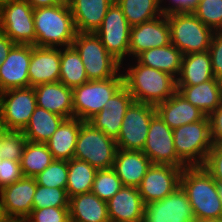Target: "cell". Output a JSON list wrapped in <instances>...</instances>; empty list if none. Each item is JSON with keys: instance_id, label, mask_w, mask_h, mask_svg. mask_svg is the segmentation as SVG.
I'll return each mask as SVG.
<instances>
[{"instance_id": "cell-1", "label": "cell", "mask_w": 222, "mask_h": 222, "mask_svg": "<svg viewBox=\"0 0 222 222\" xmlns=\"http://www.w3.org/2000/svg\"><path fill=\"white\" fill-rule=\"evenodd\" d=\"M128 61L122 64L121 71L124 86L135 102L156 106L169 99L177 91L176 78L169 73L144 66L136 59Z\"/></svg>"}, {"instance_id": "cell-2", "label": "cell", "mask_w": 222, "mask_h": 222, "mask_svg": "<svg viewBox=\"0 0 222 222\" xmlns=\"http://www.w3.org/2000/svg\"><path fill=\"white\" fill-rule=\"evenodd\" d=\"M180 186L189 199L195 219H222L218 183L203 166L184 168Z\"/></svg>"}, {"instance_id": "cell-3", "label": "cell", "mask_w": 222, "mask_h": 222, "mask_svg": "<svg viewBox=\"0 0 222 222\" xmlns=\"http://www.w3.org/2000/svg\"><path fill=\"white\" fill-rule=\"evenodd\" d=\"M37 47L63 48L72 46L77 34L68 2L34 9Z\"/></svg>"}, {"instance_id": "cell-4", "label": "cell", "mask_w": 222, "mask_h": 222, "mask_svg": "<svg viewBox=\"0 0 222 222\" xmlns=\"http://www.w3.org/2000/svg\"><path fill=\"white\" fill-rule=\"evenodd\" d=\"M72 46L80 55L88 80H106L121 72L122 64L108 53L94 32H77Z\"/></svg>"}, {"instance_id": "cell-5", "label": "cell", "mask_w": 222, "mask_h": 222, "mask_svg": "<svg viewBox=\"0 0 222 222\" xmlns=\"http://www.w3.org/2000/svg\"><path fill=\"white\" fill-rule=\"evenodd\" d=\"M170 40L183 55L209 50L214 31L204 25L192 12L166 15Z\"/></svg>"}, {"instance_id": "cell-6", "label": "cell", "mask_w": 222, "mask_h": 222, "mask_svg": "<svg viewBox=\"0 0 222 222\" xmlns=\"http://www.w3.org/2000/svg\"><path fill=\"white\" fill-rule=\"evenodd\" d=\"M177 156L188 166H203L213 146L210 124L206 115L202 120L173 130Z\"/></svg>"}, {"instance_id": "cell-7", "label": "cell", "mask_w": 222, "mask_h": 222, "mask_svg": "<svg viewBox=\"0 0 222 222\" xmlns=\"http://www.w3.org/2000/svg\"><path fill=\"white\" fill-rule=\"evenodd\" d=\"M116 151V140L82 121L73 158L86 161L97 170L112 169Z\"/></svg>"}, {"instance_id": "cell-8", "label": "cell", "mask_w": 222, "mask_h": 222, "mask_svg": "<svg viewBox=\"0 0 222 222\" xmlns=\"http://www.w3.org/2000/svg\"><path fill=\"white\" fill-rule=\"evenodd\" d=\"M124 85L122 71L106 80H89L73 88L74 118L88 121L104 108V104Z\"/></svg>"}, {"instance_id": "cell-9", "label": "cell", "mask_w": 222, "mask_h": 222, "mask_svg": "<svg viewBox=\"0 0 222 222\" xmlns=\"http://www.w3.org/2000/svg\"><path fill=\"white\" fill-rule=\"evenodd\" d=\"M0 31L15 44L35 46L33 7L23 0H8L1 3Z\"/></svg>"}, {"instance_id": "cell-10", "label": "cell", "mask_w": 222, "mask_h": 222, "mask_svg": "<svg viewBox=\"0 0 222 222\" xmlns=\"http://www.w3.org/2000/svg\"><path fill=\"white\" fill-rule=\"evenodd\" d=\"M94 33L117 61L121 64L128 62L131 26L116 2L108 9L101 26Z\"/></svg>"}, {"instance_id": "cell-11", "label": "cell", "mask_w": 222, "mask_h": 222, "mask_svg": "<svg viewBox=\"0 0 222 222\" xmlns=\"http://www.w3.org/2000/svg\"><path fill=\"white\" fill-rule=\"evenodd\" d=\"M156 114L154 105L134 101L124 116L116 139L117 149L142 151L151 119Z\"/></svg>"}, {"instance_id": "cell-12", "label": "cell", "mask_w": 222, "mask_h": 222, "mask_svg": "<svg viewBox=\"0 0 222 222\" xmlns=\"http://www.w3.org/2000/svg\"><path fill=\"white\" fill-rule=\"evenodd\" d=\"M142 152L152 164L188 167L178 156L174 147L173 130L156 114L150 122L147 139Z\"/></svg>"}, {"instance_id": "cell-13", "label": "cell", "mask_w": 222, "mask_h": 222, "mask_svg": "<svg viewBox=\"0 0 222 222\" xmlns=\"http://www.w3.org/2000/svg\"><path fill=\"white\" fill-rule=\"evenodd\" d=\"M36 106L33 87L9 89L0 93V112L8 129L23 130Z\"/></svg>"}, {"instance_id": "cell-14", "label": "cell", "mask_w": 222, "mask_h": 222, "mask_svg": "<svg viewBox=\"0 0 222 222\" xmlns=\"http://www.w3.org/2000/svg\"><path fill=\"white\" fill-rule=\"evenodd\" d=\"M184 168L152 164L137 187L144 204L164 199L180 186Z\"/></svg>"}, {"instance_id": "cell-15", "label": "cell", "mask_w": 222, "mask_h": 222, "mask_svg": "<svg viewBox=\"0 0 222 222\" xmlns=\"http://www.w3.org/2000/svg\"><path fill=\"white\" fill-rule=\"evenodd\" d=\"M189 199L179 186L164 199L146 203L143 222H194Z\"/></svg>"}, {"instance_id": "cell-16", "label": "cell", "mask_w": 222, "mask_h": 222, "mask_svg": "<svg viewBox=\"0 0 222 222\" xmlns=\"http://www.w3.org/2000/svg\"><path fill=\"white\" fill-rule=\"evenodd\" d=\"M171 43L169 22L166 15L131 27L129 60L142 52L159 48Z\"/></svg>"}, {"instance_id": "cell-17", "label": "cell", "mask_w": 222, "mask_h": 222, "mask_svg": "<svg viewBox=\"0 0 222 222\" xmlns=\"http://www.w3.org/2000/svg\"><path fill=\"white\" fill-rule=\"evenodd\" d=\"M32 45L15 44L0 65V93L9 89L28 88V68Z\"/></svg>"}, {"instance_id": "cell-18", "label": "cell", "mask_w": 222, "mask_h": 222, "mask_svg": "<svg viewBox=\"0 0 222 222\" xmlns=\"http://www.w3.org/2000/svg\"><path fill=\"white\" fill-rule=\"evenodd\" d=\"M37 183L34 177L23 176L20 180L3 187L0 198L7 218L26 219L33 209Z\"/></svg>"}, {"instance_id": "cell-19", "label": "cell", "mask_w": 222, "mask_h": 222, "mask_svg": "<svg viewBox=\"0 0 222 222\" xmlns=\"http://www.w3.org/2000/svg\"><path fill=\"white\" fill-rule=\"evenodd\" d=\"M134 102L123 85L105 104L104 108L87 122L107 136L117 139L127 109Z\"/></svg>"}, {"instance_id": "cell-20", "label": "cell", "mask_w": 222, "mask_h": 222, "mask_svg": "<svg viewBox=\"0 0 222 222\" xmlns=\"http://www.w3.org/2000/svg\"><path fill=\"white\" fill-rule=\"evenodd\" d=\"M61 48L32 45L28 68L29 87L43 83L58 82L60 78Z\"/></svg>"}, {"instance_id": "cell-21", "label": "cell", "mask_w": 222, "mask_h": 222, "mask_svg": "<svg viewBox=\"0 0 222 222\" xmlns=\"http://www.w3.org/2000/svg\"><path fill=\"white\" fill-rule=\"evenodd\" d=\"M110 222H143L145 204L137 187L123 186L107 201Z\"/></svg>"}, {"instance_id": "cell-22", "label": "cell", "mask_w": 222, "mask_h": 222, "mask_svg": "<svg viewBox=\"0 0 222 222\" xmlns=\"http://www.w3.org/2000/svg\"><path fill=\"white\" fill-rule=\"evenodd\" d=\"M37 106L65 119L74 118L73 90L60 81L33 87Z\"/></svg>"}, {"instance_id": "cell-23", "label": "cell", "mask_w": 222, "mask_h": 222, "mask_svg": "<svg viewBox=\"0 0 222 222\" xmlns=\"http://www.w3.org/2000/svg\"><path fill=\"white\" fill-rule=\"evenodd\" d=\"M151 165L142 151L117 149L112 169L123 186L138 187Z\"/></svg>"}, {"instance_id": "cell-24", "label": "cell", "mask_w": 222, "mask_h": 222, "mask_svg": "<svg viewBox=\"0 0 222 222\" xmlns=\"http://www.w3.org/2000/svg\"><path fill=\"white\" fill-rule=\"evenodd\" d=\"M155 108L156 113L172 130L202 120L206 116L177 91L166 101L157 104Z\"/></svg>"}, {"instance_id": "cell-25", "label": "cell", "mask_w": 222, "mask_h": 222, "mask_svg": "<svg viewBox=\"0 0 222 222\" xmlns=\"http://www.w3.org/2000/svg\"><path fill=\"white\" fill-rule=\"evenodd\" d=\"M115 0H69L77 32H95Z\"/></svg>"}, {"instance_id": "cell-26", "label": "cell", "mask_w": 222, "mask_h": 222, "mask_svg": "<svg viewBox=\"0 0 222 222\" xmlns=\"http://www.w3.org/2000/svg\"><path fill=\"white\" fill-rule=\"evenodd\" d=\"M177 92L207 116L222 104V81L217 78L194 86H177Z\"/></svg>"}, {"instance_id": "cell-27", "label": "cell", "mask_w": 222, "mask_h": 222, "mask_svg": "<svg viewBox=\"0 0 222 222\" xmlns=\"http://www.w3.org/2000/svg\"><path fill=\"white\" fill-rule=\"evenodd\" d=\"M71 222H110L107 202L92 192L69 198Z\"/></svg>"}, {"instance_id": "cell-28", "label": "cell", "mask_w": 222, "mask_h": 222, "mask_svg": "<svg viewBox=\"0 0 222 222\" xmlns=\"http://www.w3.org/2000/svg\"><path fill=\"white\" fill-rule=\"evenodd\" d=\"M213 78L209 51L183 55L177 86H194Z\"/></svg>"}, {"instance_id": "cell-29", "label": "cell", "mask_w": 222, "mask_h": 222, "mask_svg": "<svg viewBox=\"0 0 222 222\" xmlns=\"http://www.w3.org/2000/svg\"><path fill=\"white\" fill-rule=\"evenodd\" d=\"M82 120L65 119L46 142L55 160H71L74 156L77 137Z\"/></svg>"}, {"instance_id": "cell-30", "label": "cell", "mask_w": 222, "mask_h": 222, "mask_svg": "<svg viewBox=\"0 0 222 222\" xmlns=\"http://www.w3.org/2000/svg\"><path fill=\"white\" fill-rule=\"evenodd\" d=\"M183 54L173 44L151 48L139 54L135 59L142 65L169 73L177 78Z\"/></svg>"}, {"instance_id": "cell-31", "label": "cell", "mask_w": 222, "mask_h": 222, "mask_svg": "<svg viewBox=\"0 0 222 222\" xmlns=\"http://www.w3.org/2000/svg\"><path fill=\"white\" fill-rule=\"evenodd\" d=\"M64 120V117L36 106L22 131L27 141L46 143Z\"/></svg>"}, {"instance_id": "cell-32", "label": "cell", "mask_w": 222, "mask_h": 222, "mask_svg": "<svg viewBox=\"0 0 222 222\" xmlns=\"http://www.w3.org/2000/svg\"><path fill=\"white\" fill-rule=\"evenodd\" d=\"M97 169L86 161L72 158L68 160L66 191L69 198L92 191Z\"/></svg>"}, {"instance_id": "cell-33", "label": "cell", "mask_w": 222, "mask_h": 222, "mask_svg": "<svg viewBox=\"0 0 222 222\" xmlns=\"http://www.w3.org/2000/svg\"><path fill=\"white\" fill-rule=\"evenodd\" d=\"M59 81L69 88L88 82L84 64L73 46L61 48Z\"/></svg>"}, {"instance_id": "cell-34", "label": "cell", "mask_w": 222, "mask_h": 222, "mask_svg": "<svg viewBox=\"0 0 222 222\" xmlns=\"http://www.w3.org/2000/svg\"><path fill=\"white\" fill-rule=\"evenodd\" d=\"M131 27L161 16L160 0H115Z\"/></svg>"}, {"instance_id": "cell-35", "label": "cell", "mask_w": 222, "mask_h": 222, "mask_svg": "<svg viewBox=\"0 0 222 222\" xmlns=\"http://www.w3.org/2000/svg\"><path fill=\"white\" fill-rule=\"evenodd\" d=\"M54 160L46 143L27 141L20 161L22 173L24 176L35 177Z\"/></svg>"}, {"instance_id": "cell-36", "label": "cell", "mask_w": 222, "mask_h": 222, "mask_svg": "<svg viewBox=\"0 0 222 222\" xmlns=\"http://www.w3.org/2000/svg\"><path fill=\"white\" fill-rule=\"evenodd\" d=\"M123 184L113 169L97 170L92 193L103 201H109L121 188Z\"/></svg>"}, {"instance_id": "cell-37", "label": "cell", "mask_w": 222, "mask_h": 222, "mask_svg": "<svg viewBox=\"0 0 222 222\" xmlns=\"http://www.w3.org/2000/svg\"><path fill=\"white\" fill-rule=\"evenodd\" d=\"M68 177V161L54 160L40 174L35 176L36 183L40 186L53 188H66Z\"/></svg>"}, {"instance_id": "cell-38", "label": "cell", "mask_w": 222, "mask_h": 222, "mask_svg": "<svg viewBox=\"0 0 222 222\" xmlns=\"http://www.w3.org/2000/svg\"><path fill=\"white\" fill-rule=\"evenodd\" d=\"M192 13L214 32L222 31V0H199Z\"/></svg>"}, {"instance_id": "cell-39", "label": "cell", "mask_w": 222, "mask_h": 222, "mask_svg": "<svg viewBox=\"0 0 222 222\" xmlns=\"http://www.w3.org/2000/svg\"><path fill=\"white\" fill-rule=\"evenodd\" d=\"M46 207H69V197L66 189L48 188L37 184L33 199V209Z\"/></svg>"}, {"instance_id": "cell-40", "label": "cell", "mask_w": 222, "mask_h": 222, "mask_svg": "<svg viewBox=\"0 0 222 222\" xmlns=\"http://www.w3.org/2000/svg\"><path fill=\"white\" fill-rule=\"evenodd\" d=\"M26 143L22 130L9 129L0 139V158L20 162Z\"/></svg>"}, {"instance_id": "cell-41", "label": "cell", "mask_w": 222, "mask_h": 222, "mask_svg": "<svg viewBox=\"0 0 222 222\" xmlns=\"http://www.w3.org/2000/svg\"><path fill=\"white\" fill-rule=\"evenodd\" d=\"M29 222H71L69 207H46L32 209L26 218Z\"/></svg>"}, {"instance_id": "cell-42", "label": "cell", "mask_w": 222, "mask_h": 222, "mask_svg": "<svg viewBox=\"0 0 222 222\" xmlns=\"http://www.w3.org/2000/svg\"><path fill=\"white\" fill-rule=\"evenodd\" d=\"M203 167L217 183H222V143H213Z\"/></svg>"}, {"instance_id": "cell-43", "label": "cell", "mask_w": 222, "mask_h": 222, "mask_svg": "<svg viewBox=\"0 0 222 222\" xmlns=\"http://www.w3.org/2000/svg\"><path fill=\"white\" fill-rule=\"evenodd\" d=\"M23 176L20 162L0 158V190Z\"/></svg>"}, {"instance_id": "cell-44", "label": "cell", "mask_w": 222, "mask_h": 222, "mask_svg": "<svg viewBox=\"0 0 222 222\" xmlns=\"http://www.w3.org/2000/svg\"><path fill=\"white\" fill-rule=\"evenodd\" d=\"M214 77L222 81V31H215L209 47Z\"/></svg>"}, {"instance_id": "cell-45", "label": "cell", "mask_w": 222, "mask_h": 222, "mask_svg": "<svg viewBox=\"0 0 222 222\" xmlns=\"http://www.w3.org/2000/svg\"><path fill=\"white\" fill-rule=\"evenodd\" d=\"M198 3L199 0H160V8L164 15L192 12Z\"/></svg>"}, {"instance_id": "cell-46", "label": "cell", "mask_w": 222, "mask_h": 222, "mask_svg": "<svg viewBox=\"0 0 222 222\" xmlns=\"http://www.w3.org/2000/svg\"><path fill=\"white\" fill-rule=\"evenodd\" d=\"M213 143H222V104L208 115Z\"/></svg>"}, {"instance_id": "cell-47", "label": "cell", "mask_w": 222, "mask_h": 222, "mask_svg": "<svg viewBox=\"0 0 222 222\" xmlns=\"http://www.w3.org/2000/svg\"><path fill=\"white\" fill-rule=\"evenodd\" d=\"M14 45L15 43L2 31H0V65L7 58Z\"/></svg>"}, {"instance_id": "cell-48", "label": "cell", "mask_w": 222, "mask_h": 222, "mask_svg": "<svg viewBox=\"0 0 222 222\" xmlns=\"http://www.w3.org/2000/svg\"><path fill=\"white\" fill-rule=\"evenodd\" d=\"M28 2L33 9L40 7H52L60 4L63 0H23Z\"/></svg>"}, {"instance_id": "cell-49", "label": "cell", "mask_w": 222, "mask_h": 222, "mask_svg": "<svg viewBox=\"0 0 222 222\" xmlns=\"http://www.w3.org/2000/svg\"><path fill=\"white\" fill-rule=\"evenodd\" d=\"M9 129L7 128L6 122L4 120V118L2 117V114L0 112V139L5 135V133L8 131Z\"/></svg>"}, {"instance_id": "cell-50", "label": "cell", "mask_w": 222, "mask_h": 222, "mask_svg": "<svg viewBox=\"0 0 222 222\" xmlns=\"http://www.w3.org/2000/svg\"><path fill=\"white\" fill-rule=\"evenodd\" d=\"M194 222H222V219H195Z\"/></svg>"}, {"instance_id": "cell-51", "label": "cell", "mask_w": 222, "mask_h": 222, "mask_svg": "<svg viewBox=\"0 0 222 222\" xmlns=\"http://www.w3.org/2000/svg\"><path fill=\"white\" fill-rule=\"evenodd\" d=\"M2 222H24L21 218H5Z\"/></svg>"}, {"instance_id": "cell-52", "label": "cell", "mask_w": 222, "mask_h": 222, "mask_svg": "<svg viewBox=\"0 0 222 222\" xmlns=\"http://www.w3.org/2000/svg\"><path fill=\"white\" fill-rule=\"evenodd\" d=\"M5 218H6V216L4 214V210H3V206H2V201H1V198H0V222H2Z\"/></svg>"}, {"instance_id": "cell-53", "label": "cell", "mask_w": 222, "mask_h": 222, "mask_svg": "<svg viewBox=\"0 0 222 222\" xmlns=\"http://www.w3.org/2000/svg\"><path fill=\"white\" fill-rule=\"evenodd\" d=\"M218 192H219L220 198L222 200V183H218Z\"/></svg>"}, {"instance_id": "cell-54", "label": "cell", "mask_w": 222, "mask_h": 222, "mask_svg": "<svg viewBox=\"0 0 222 222\" xmlns=\"http://www.w3.org/2000/svg\"><path fill=\"white\" fill-rule=\"evenodd\" d=\"M6 1H8V0H0V4L3 3V2H6Z\"/></svg>"}]
</instances>
